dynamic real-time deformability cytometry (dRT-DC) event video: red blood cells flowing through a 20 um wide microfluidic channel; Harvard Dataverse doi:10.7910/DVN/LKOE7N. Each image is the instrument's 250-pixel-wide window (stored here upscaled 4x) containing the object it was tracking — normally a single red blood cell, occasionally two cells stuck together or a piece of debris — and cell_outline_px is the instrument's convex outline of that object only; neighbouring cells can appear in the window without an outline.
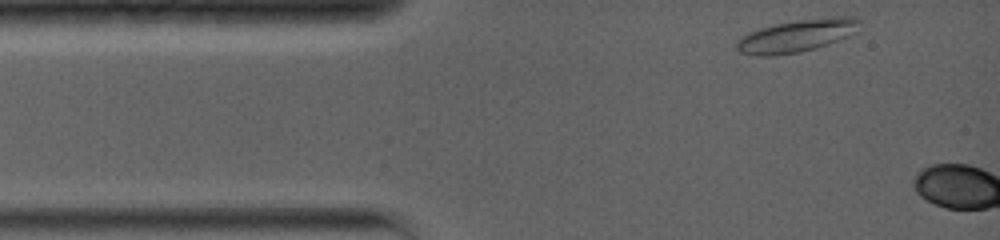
{"species": "common noctule bat (a hibernating species)", "species_latin": "Nyctalus noctula", "temperature_condition": "warm", "stored_images_in_passage": 2, "camera_frame_rate_fps": 5000, "um_per_image_px": 0.085, "animal": {"sex": "female", "body_mass_g": 19.0, "forearm_length_mm": 56.7}, "frame": {"image": 1, "passage_image": 1, "time_ms": 0.0, "image_size_px": [1000, 240], "cell_outline_px": [[860, 32], [828, 44], [816, 48], [800, 52], [772, 56], [756, 56], [740, 52], [736, 48], [736, 40], [748, 32], [772, 24], [796, 20], [832, 16], [852, 16], [860, 20]], "centroid_in_image_um": [67.76, 3.03], "position_along_channel_um": 17.2, "area_um2": 23.81}}